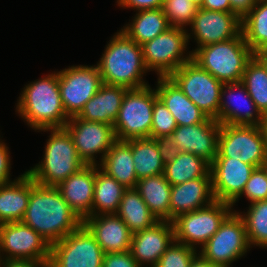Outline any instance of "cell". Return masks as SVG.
I'll use <instances>...</instances> for the list:
<instances>
[{
    "label": "cell",
    "instance_id": "836d02e7",
    "mask_svg": "<svg viewBox=\"0 0 267 267\" xmlns=\"http://www.w3.org/2000/svg\"><path fill=\"white\" fill-rule=\"evenodd\" d=\"M241 32L253 53L267 44V0H258L241 21Z\"/></svg>",
    "mask_w": 267,
    "mask_h": 267
},
{
    "label": "cell",
    "instance_id": "816d5d0a",
    "mask_svg": "<svg viewBox=\"0 0 267 267\" xmlns=\"http://www.w3.org/2000/svg\"><path fill=\"white\" fill-rule=\"evenodd\" d=\"M266 70L267 73V57H254Z\"/></svg>",
    "mask_w": 267,
    "mask_h": 267
},
{
    "label": "cell",
    "instance_id": "30bf717a",
    "mask_svg": "<svg viewBox=\"0 0 267 267\" xmlns=\"http://www.w3.org/2000/svg\"><path fill=\"white\" fill-rule=\"evenodd\" d=\"M232 209L229 203L214 201L204 208L178 215L172 220L175 241L194 249L197 244L203 246L219 230Z\"/></svg>",
    "mask_w": 267,
    "mask_h": 267
},
{
    "label": "cell",
    "instance_id": "681fc988",
    "mask_svg": "<svg viewBox=\"0 0 267 267\" xmlns=\"http://www.w3.org/2000/svg\"><path fill=\"white\" fill-rule=\"evenodd\" d=\"M260 128L262 130L263 136H264V141L267 147V113L263 115Z\"/></svg>",
    "mask_w": 267,
    "mask_h": 267
},
{
    "label": "cell",
    "instance_id": "83f0119b",
    "mask_svg": "<svg viewBox=\"0 0 267 267\" xmlns=\"http://www.w3.org/2000/svg\"><path fill=\"white\" fill-rule=\"evenodd\" d=\"M171 187L164 174H160L138 180L135 189L158 220L170 221Z\"/></svg>",
    "mask_w": 267,
    "mask_h": 267
},
{
    "label": "cell",
    "instance_id": "f35d334b",
    "mask_svg": "<svg viewBox=\"0 0 267 267\" xmlns=\"http://www.w3.org/2000/svg\"><path fill=\"white\" fill-rule=\"evenodd\" d=\"M177 126L175 117L158 98L154 102L150 138L156 139L160 136L171 135Z\"/></svg>",
    "mask_w": 267,
    "mask_h": 267
},
{
    "label": "cell",
    "instance_id": "ac0fdd59",
    "mask_svg": "<svg viewBox=\"0 0 267 267\" xmlns=\"http://www.w3.org/2000/svg\"><path fill=\"white\" fill-rule=\"evenodd\" d=\"M190 25L197 48L233 39L241 33V20L231 12L198 8Z\"/></svg>",
    "mask_w": 267,
    "mask_h": 267
},
{
    "label": "cell",
    "instance_id": "4fadbf2b",
    "mask_svg": "<svg viewBox=\"0 0 267 267\" xmlns=\"http://www.w3.org/2000/svg\"><path fill=\"white\" fill-rule=\"evenodd\" d=\"M50 249L47 240L22 221L0 224V260H33L48 265ZM3 253L6 257L1 256Z\"/></svg>",
    "mask_w": 267,
    "mask_h": 267
},
{
    "label": "cell",
    "instance_id": "3957f363",
    "mask_svg": "<svg viewBox=\"0 0 267 267\" xmlns=\"http://www.w3.org/2000/svg\"><path fill=\"white\" fill-rule=\"evenodd\" d=\"M97 66L105 84L127 89L148 86L142 78L148 71L142 48L121 30L111 38Z\"/></svg>",
    "mask_w": 267,
    "mask_h": 267
},
{
    "label": "cell",
    "instance_id": "9a60e30c",
    "mask_svg": "<svg viewBox=\"0 0 267 267\" xmlns=\"http://www.w3.org/2000/svg\"><path fill=\"white\" fill-rule=\"evenodd\" d=\"M65 128L73 138L78 156L86 164H97L96 154L102 153V160L116 141L113 126L106 123L86 121L73 116Z\"/></svg>",
    "mask_w": 267,
    "mask_h": 267
},
{
    "label": "cell",
    "instance_id": "d590c367",
    "mask_svg": "<svg viewBox=\"0 0 267 267\" xmlns=\"http://www.w3.org/2000/svg\"><path fill=\"white\" fill-rule=\"evenodd\" d=\"M241 213L250 246L267 248V200L251 203L249 210Z\"/></svg>",
    "mask_w": 267,
    "mask_h": 267
},
{
    "label": "cell",
    "instance_id": "ba28073f",
    "mask_svg": "<svg viewBox=\"0 0 267 267\" xmlns=\"http://www.w3.org/2000/svg\"><path fill=\"white\" fill-rule=\"evenodd\" d=\"M184 28L170 27L151 41L141 46L147 70L157 71L159 77H169L184 63L192 59V53L185 57L191 34Z\"/></svg>",
    "mask_w": 267,
    "mask_h": 267
},
{
    "label": "cell",
    "instance_id": "9c48e42d",
    "mask_svg": "<svg viewBox=\"0 0 267 267\" xmlns=\"http://www.w3.org/2000/svg\"><path fill=\"white\" fill-rule=\"evenodd\" d=\"M250 247L244 221L234 210L221 223L219 230L200 247L199 255L216 266L229 267Z\"/></svg>",
    "mask_w": 267,
    "mask_h": 267
},
{
    "label": "cell",
    "instance_id": "5b68a950",
    "mask_svg": "<svg viewBox=\"0 0 267 267\" xmlns=\"http://www.w3.org/2000/svg\"><path fill=\"white\" fill-rule=\"evenodd\" d=\"M192 60L223 84L241 82L246 64L254 53L242 32L235 38L196 48Z\"/></svg>",
    "mask_w": 267,
    "mask_h": 267
},
{
    "label": "cell",
    "instance_id": "8d00e7d4",
    "mask_svg": "<svg viewBox=\"0 0 267 267\" xmlns=\"http://www.w3.org/2000/svg\"><path fill=\"white\" fill-rule=\"evenodd\" d=\"M162 9L170 27L185 28L192 23L198 7L189 0H164Z\"/></svg>",
    "mask_w": 267,
    "mask_h": 267
},
{
    "label": "cell",
    "instance_id": "e575fe53",
    "mask_svg": "<svg viewBox=\"0 0 267 267\" xmlns=\"http://www.w3.org/2000/svg\"><path fill=\"white\" fill-rule=\"evenodd\" d=\"M262 115L267 113V73L253 57L245 67L241 81Z\"/></svg>",
    "mask_w": 267,
    "mask_h": 267
},
{
    "label": "cell",
    "instance_id": "ee69618b",
    "mask_svg": "<svg viewBox=\"0 0 267 267\" xmlns=\"http://www.w3.org/2000/svg\"><path fill=\"white\" fill-rule=\"evenodd\" d=\"M164 0H117L119 6L124 8H133L137 11L156 9L163 5Z\"/></svg>",
    "mask_w": 267,
    "mask_h": 267
},
{
    "label": "cell",
    "instance_id": "db71d44e",
    "mask_svg": "<svg viewBox=\"0 0 267 267\" xmlns=\"http://www.w3.org/2000/svg\"><path fill=\"white\" fill-rule=\"evenodd\" d=\"M262 167H263L264 171L266 172V176H267V160L264 162Z\"/></svg>",
    "mask_w": 267,
    "mask_h": 267
},
{
    "label": "cell",
    "instance_id": "f6af8a7d",
    "mask_svg": "<svg viewBox=\"0 0 267 267\" xmlns=\"http://www.w3.org/2000/svg\"><path fill=\"white\" fill-rule=\"evenodd\" d=\"M231 13L236 15L241 21L254 8L258 0H229Z\"/></svg>",
    "mask_w": 267,
    "mask_h": 267
},
{
    "label": "cell",
    "instance_id": "d6986e66",
    "mask_svg": "<svg viewBox=\"0 0 267 267\" xmlns=\"http://www.w3.org/2000/svg\"><path fill=\"white\" fill-rule=\"evenodd\" d=\"M236 90L240 92H238L239 95L235 94ZM236 97L238 100L235 99ZM220 98L218 122L221 125L260 126L263 115L257 109L242 82L223 84ZM243 105L247 107V110L242 112Z\"/></svg>",
    "mask_w": 267,
    "mask_h": 267
},
{
    "label": "cell",
    "instance_id": "52a82bcc",
    "mask_svg": "<svg viewBox=\"0 0 267 267\" xmlns=\"http://www.w3.org/2000/svg\"><path fill=\"white\" fill-rule=\"evenodd\" d=\"M169 78L201 111L218 121L222 82L192 59L174 71Z\"/></svg>",
    "mask_w": 267,
    "mask_h": 267
},
{
    "label": "cell",
    "instance_id": "5bb4252c",
    "mask_svg": "<svg viewBox=\"0 0 267 267\" xmlns=\"http://www.w3.org/2000/svg\"><path fill=\"white\" fill-rule=\"evenodd\" d=\"M61 100L69 117L77 116L103 84L98 66H71L58 72Z\"/></svg>",
    "mask_w": 267,
    "mask_h": 267
},
{
    "label": "cell",
    "instance_id": "44dd1931",
    "mask_svg": "<svg viewBox=\"0 0 267 267\" xmlns=\"http://www.w3.org/2000/svg\"><path fill=\"white\" fill-rule=\"evenodd\" d=\"M83 225L95 237L104 253L130 250L133 233L117 214L88 216Z\"/></svg>",
    "mask_w": 267,
    "mask_h": 267
},
{
    "label": "cell",
    "instance_id": "f5cc1de1",
    "mask_svg": "<svg viewBox=\"0 0 267 267\" xmlns=\"http://www.w3.org/2000/svg\"><path fill=\"white\" fill-rule=\"evenodd\" d=\"M193 4H195L198 8H201L203 0H189Z\"/></svg>",
    "mask_w": 267,
    "mask_h": 267
},
{
    "label": "cell",
    "instance_id": "b9f144b4",
    "mask_svg": "<svg viewBox=\"0 0 267 267\" xmlns=\"http://www.w3.org/2000/svg\"><path fill=\"white\" fill-rule=\"evenodd\" d=\"M164 164L173 161L182 151L173 144L171 135L160 136L155 139Z\"/></svg>",
    "mask_w": 267,
    "mask_h": 267
},
{
    "label": "cell",
    "instance_id": "cb8c5ba5",
    "mask_svg": "<svg viewBox=\"0 0 267 267\" xmlns=\"http://www.w3.org/2000/svg\"><path fill=\"white\" fill-rule=\"evenodd\" d=\"M155 90L178 126L199 124L208 118L169 77H158Z\"/></svg>",
    "mask_w": 267,
    "mask_h": 267
},
{
    "label": "cell",
    "instance_id": "7c38bea8",
    "mask_svg": "<svg viewBox=\"0 0 267 267\" xmlns=\"http://www.w3.org/2000/svg\"><path fill=\"white\" fill-rule=\"evenodd\" d=\"M104 254L95 237L82 224L51 244L47 267H102Z\"/></svg>",
    "mask_w": 267,
    "mask_h": 267
},
{
    "label": "cell",
    "instance_id": "7bdbcfd3",
    "mask_svg": "<svg viewBox=\"0 0 267 267\" xmlns=\"http://www.w3.org/2000/svg\"><path fill=\"white\" fill-rule=\"evenodd\" d=\"M10 156L7 145L0 139V185L12 182L10 180Z\"/></svg>",
    "mask_w": 267,
    "mask_h": 267
},
{
    "label": "cell",
    "instance_id": "277c9868",
    "mask_svg": "<svg viewBox=\"0 0 267 267\" xmlns=\"http://www.w3.org/2000/svg\"><path fill=\"white\" fill-rule=\"evenodd\" d=\"M50 131L41 163L26 171L38 184L57 186L86 165L78 156L72 136L66 128L42 129Z\"/></svg>",
    "mask_w": 267,
    "mask_h": 267
},
{
    "label": "cell",
    "instance_id": "60d3db41",
    "mask_svg": "<svg viewBox=\"0 0 267 267\" xmlns=\"http://www.w3.org/2000/svg\"><path fill=\"white\" fill-rule=\"evenodd\" d=\"M102 267H140L130 250L125 252L105 253Z\"/></svg>",
    "mask_w": 267,
    "mask_h": 267
},
{
    "label": "cell",
    "instance_id": "7dc6e473",
    "mask_svg": "<svg viewBox=\"0 0 267 267\" xmlns=\"http://www.w3.org/2000/svg\"><path fill=\"white\" fill-rule=\"evenodd\" d=\"M0 267H47L42 262H37L33 260H0Z\"/></svg>",
    "mask_w": 267,
    "mask_h": 267
},
{
    "label": "cell",
    "instance_id": "f1b7e54d",
    "mask_svg": "<svg viewBox=\"0 0 267 267\" xmlns=\"http://www.w3.org/2000/svg\"><path fill=\"white\" fill-rule=\"evenodd\" d=\"M126 189L121 183H118L113 177L102 171L96 164L91 216L116 214Z\"/></svg>",
    "mask_w": 267,
    "mask_h": 267
},
{
    "label": "cell",
    "instance_id": "ffe728a7",
    "mask_svg": "<svg viewBox=\"0 0 267 267\" xmlns=\"http://www.w3.org/2000/svg\"><path fill=\"white\" fill-rule=\"evenodd\" d=\"M174 240L172 221L159 220L132 235L130 251L140 267L142 264L154 267Z\"/></svg>",
    "mask_w": 267,
    "mask_h": 267
},
{
    "label": "cell",
    "instance_id": "e0dca14e",
    "mask_svg": "<svg viewBox=\"0 0 267 267\" xmlns=\"http://www.w3.org/2000/svg\"><path fill=\"white\" fill-rule=\"evenodd\" d=\"M221 124L213 118L194 125L177 126L171 134L172 142L182 152L192 153L212 163L218 154Z\"/></svg>",
    "mask_w": 267,
    "mask_h": 267
},
{
    "label": "cell",
    "instance_id": "8992f818",
    "mask_svg": "<svg viewBox=\"0 0 267 267\" xmlns=\"http://www.w3.org/2000/svg\"><path fill=\"white\" fill-rule=\"evenodd\" d=\"M157 99L156 90L149 85L128 89L113 125L116 140L150 138L154 102Z\"/></svg>",
    "mask_w": 267,
    "mask_h": 267
},
{
    "label": "cell",
    "instance_id": "f546056e",
    "mask_svg": "<svg viewBox=\"0 0 267 267\" xmlns=\"http://www.w3.org/2000/svg\"><path fill=\"white\" fill-rule=\"evenodd\" d=\"M137 12L132 23L121 31L140 46L170 28L162 7Z\"/></svg>",
    "mask_w": 267,
    "mask_h": 267
},
{
    "label": "cell",
    "instance_id": "6da1fadb",
    "mask_svg": "<svg viewBox=\"0 0 267 267\" xmlns=\"http://www.w3.org/2000/svg\"><path fill=\"white\" fill-rule=\"evenodd\" d=\"M22 222L40 234L50 245L83 224L56 186L38 184L32 178L31 193Z\"/></svg>",
    "mask_w": 267,
    "mask_h": 267
},
{
    "label": "cell",
    "instance_id": "d6a6232c",
    "mask_svg": "<svg viewBox=\"0 0 267 267\" xmlns=\"http://www.w3.org/2000/svg\"><path fill=\"white\" fill-rule=\"evenodd\" d=\"M132 148L134 168L137 179L157 176L164 173V166L157 147V142L152 138L127 140Z\"/></svg>",
    "mask_w": 267,
    "mask_h": 267
},
{
    "label": "cell",
    "instance_id": "ab89813d",
    "mask_svg": "<svg viewBox=\"0 0 267 267\" xmlns=\"http://www.w3.org/2000/svg\"><path fill=\"white\" fill-rule=\"evenodd\" d=\"M243 194L251 203L267 200V176L262 166L252 171L242 194L231 204L232 207Z\"/></svg>",
    "mask_w": 267,
    "mask_h": 267
},
{
    "label": "cell",
    "instance_id": "bcb514c9",
    "mask_svg": "<svg viewBox=\"0 0 267 267\" xmlns=\"http://www.w3.org/2000/svg\"><path fill=\"white\" fill-rule=\"evenodd\" d=\"M201 8L205 10L231 12L229 0H203Z\"/></svg>",
    "mask_w": 267,
    "mask_h": 267
},
{
    "label": "cell",
    "instance_id": "4dcf8cb0",
    "mask_svg": "<svg viewBox=\"0 0 267 267\" xmlns=\"http://www.w3.org/2000/svg\"><path fill=\"white\" fill-rule=\"evenodd\" d=\"M116 214L133 234L145 230L159 221L135 188L125 190Z\"/></svg>",
    "mask_w": 267,
    "mask_h": 267
},
{
    "label": "cell",
    "instance_id": "1f68e13d",
    "mask_svg": "<svg viewBox=\"0 0 267 267\" xmlns=\"http://www.w3.org/2000/svg\"><path fill=\"white\" fill-rule=\"evenodd\" d=\"M211 164L192 153L181 152L164 166V177L173 185L182 184L200 177H212Z\"/></svg>",
    "mask_w": 267,
    "mask_h": 267
},
{
    "label": "cell",
    "instance_id": "74e56055",
    "mask_svg": "<svg viewBox=\"0 0 267 267\" xmlns=\"http://www.w3.org/2000/svg\"><path fill=\"white\" fill-rule=\"evenodd\" d=\"M196 250L174 240L154 267H190L198 255Z\"/></svg>",
    "mask_w": 267,
    "mask_h": 267
},
{
    "label": "cell",
    "instance_id": "4316f807",
    "mask_svg": "<svg viewBox=\"0 0 267 267\" xmlns=\"http://www.w3.org/2000/svg\"><path fill=\"white\" fill-rule=\"evenodd\" d=\"M98 165L102 171L125 188L136 187L138 179L134 168L132 148L127 141L116 140Z\"/></svg>",
    "mask_w": 267,
    "mask_h": 267
},
{
    "label": "cell",
    "instance_id": "2e32d148",
    "mask_svg": "<svg viewBox=\"0 0 267 267\" xmlns=\"http://www.w3.org/2000/svg\"><path fill=\"white\" fill-rule=\"evenodd\" d=\"M255 168L238 159L215 158L210 166L215 201L232 204L242 194Z\"/></svg>",
    "mask_w": 267,
    "mask_h": 267
},
{
    "label": "cell",
    "instance_id": "484cf974",
    "mask_svg": "<svg viewBox=\"0 0 267 267\" xmlns=\"http://www.w3.org/2000/svg\"><path fill=\"white\" fill-rule=\"evenodd\" d=\"M31 193V176L25 172L0 185V224L22 221Z\"/></svg>",
    "mask_w": 267,
    "mask_h": 267
},
{
    "label": "cell",
    "instance_id": "f907efd6",
    "mask_svg": "<svg viewBox=\"0 0 267 267\" xmlns=\"http://www.w3.org/2000/svg\"><path fill=\"white\" fill-rule=\"evenodd\" d=\"M253 57H267V44L264 45L258 52L254 53Z\"/></svg>",
    "mask_w": 267,
    "mask_h": 267
},
{
    "label": "cell",
    "instance_id": "603a6c76",
    "mask_svg": "<svg viewBox=\"0 0 267 267\" xmlns=\"http://www.w3.org/2000/svg\"><path fill=\"white\" fill-rule=\"evenodd\" d=\"M215 201L212 177H200L171 187L170 221L178 215L209 206Z\"/></svg>",
    "mask_w": 267,
    "mask_h": 267
},
{
    "label": "cell",
    "instance_id": "7402d4cb",
    "mask_svg": "<svg viewBox=\"0 0 267 267\" xmlns=\"http://www.w3.org/2000/svg\"><path fill=\"white\" fill-rule=\"evenodd\" d=\"M96 164H86L56 187L70 208L83 221L91 216Z\"/></svg>",
    "mask_w": 267,
    "mask_h": 267
},
{
    "label": "cell",
    "instance_id": "8fae6325",
    "mask_svg": "<svg viewBox=\"0 0 267 267\" xmlns=\"http://www.w3.org/2000/svg\"><path fill=\"white\" fill-rule=\"evenodd\" d=\"M216 158H234L261 167L267 147L260 126L221 125Z\"/></svg>",
    "mask_w": 267,
    "mask_h": 267
},
{
    "label": "cell",
    "instance_id": "7a4b0ae2",
    "mask_svg": "<svg viewBox=\"0 0 267 267\" xmlns=\"http://www.w3.org/2000/svg\"><path fill=\"white\" fill-rule=\"evenodd\" d=\"M16 105V111L34 130L64 128L66 114L58 83V72L27 84Z\"/></svg>",
    "mask_w": 267,
    "mask_h": 267
},
{
    "label": "cell",
    "instance_id": "c3c4849f",
    "mask_svg": "<svg viewBox=\"0 0 267 267\" xmlns=\"http://www.w3.org/2000/svg\"><path fill=\"white\" fill-rule=\"evenodd\" d=\"M190 267H219V266H216L212 264L211 262L206 261L198 253V255L193 259Z\"/></svg>",
    "mask_w": 267,
    "mask_h": 267
},
{
    "label": "cell",
    "instance_id": "d4e9b609",
    "mask_svg": "<svg viewBox=\"0 0 267 267\" xmlns=\"http://www.w3.org/2000/svg\"><path fill=\"white\" fill-rule=\"evenodd\" d=\"M127 90L125 87L103 83L99 91L85 103L77 117L113 126Z\"/></svg>",
    "mask_w": 267,
    "mask_h": 267
}]
</instances>
